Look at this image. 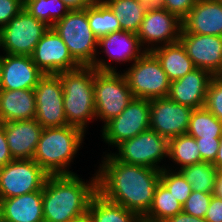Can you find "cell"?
Segmentation results:
<instances>
[{"instance_id": "cell-1", "label": "cell", "mask_w": 222, "mask_h": 222, "mask_svg": "<svg viewBox=\"0 0 222 222\" xmlns=\"http://www.w3.org/2000/svg\"><path fill=\"white\" fill-rule=\"evenodd\" d=\"M101 163L95 172L98 192L142 219L152 205L161 170L120 162L109 152Z\"/></svg>"}, {"instance_id": "cell-2", "label": "cell", "mask_w": 222, "mask_h": 222, "mask_svg": "<svg viewBox=\"0 0 222 222\" xmlns=\"http://www.w3.org/2000/svg\"><path fill=\"white\" fill-rule=\"evenodd\" d=\"M93 176L87 183L77 174L49 175L42 190L44 222H67L88 213L98 192L97 173Z\"/></svg>"}, {"instance_id": "cell-3", "label": "cell", "mask_w": 222, "mask_h": 222, "mask_svg": "<svg viewBox=\"0 0 222 222\" xmlns=\"http://www.w3.org/2000/svg\"><path fill=\"white\" fill-rule=\"evenodd\" d=\"M85 134L82 129L72 125L44 128L33 160L48 175L76 174L68 167L80 150Z\"/></svg>"}, {"instance_id": "cell-4", "label": "cell", "mask_w": 222, "mask_h": 222, "mask_svg": "<svg viewBox=\"0 0 222 222\" xmlns=\"http://www.w3.org/2000/svg\"><path fill=\"white\" fill-rule=\"evenodd\" d=\"M52 29L61 37L72 58L80 66H91L101 72H117L116 66L114 68L107 60L97 57L98 38L90 28L87 7L70 10Z\"/></svg>"}, {"instance_id": "cell-5", "label": "cell", "mask_w": 222, "mask_h": 222, "mask_svg": "<svg viewBox=\"0 0 222 222\" xmlns=\"http://www.w3.org/2000/svg\"><path fill=\"white\" fill-rule=\"evenodd\" d=\"M63 87V107L68 125L82 129L96 119L94 99V68L80 66L60 73Z\"/></svg>"}, {"instance_id": "cell-6", "label": "cell", "mask_w": 222, "mask_h": 222, "mask_svg": "<svg viewBox=\"0 0 222 222\" xmlns=\"http://www.w3.org/2000/svg\"><path fill=\"white\" fill-rule=\"evenodd\" d=\"M123 74L134 98L152 100L169 95L171 81L151 51H146Z\"/></svg>"}, {"instance_id": "cell-7", "label": "cell", "mask_w": 222, "mask_h": 222, "mask_svg": "<svg viewBox=\"0 0 222 222\" xmlns=\"http://www.w3.org/2000/svg\"><path fill=\"white\" fill-rule=\"evenodd\" d=\"M94 99L96 121L103 126L117 117L134 98L124 74L121 72H101L94 68Z\"/></svg>"}, {"instance_id": "cell-8", "label": "cell", "mask_w": 222, "mask_h": 222, "mask_svg": "<svg viewBox=\"0 0 222 222\" xmlns=\"http://www.w3.org/2000/svg\"><path fill=\"white\" fill-rule=\"evenodd\" d=\"M49 28L23 9L0 29V48L3 54L31 56Z\"/></svg>"}, {"instance_id": "cell-9", "label": "cell", "mask_w": 222, "mask_h": 222, "mask_svg": "<svg viewBox=\"0 0 222 222\" xmlns=\"http://www.w3.org/2000/svg\"><path fill=\"white\" fill-rule=\"evenodd\" d=\"M116 148L118 153L110 154L120 162L162 170L166 166L160 167L158 164L168 157L169 140L156 131L148 129L123 141Z\"/></svg>"}, {"instance_id": "cell-10", "label": "cell", "mask_w": 222, "mask_h": 222, "mask_svg": "<svg viewBox=\"0 0 222 222\" xmlns=\"http://www.w3.org/2000/svg\"><path fill=\"white\" fill-rule=\"evenodd\" d=\"M48 176L33 159H14L0 169V199L43 190Z\"/></svg>"}, {"instance_id": "cell-11", "label": "cell", "mask_w": 222, "mask_h": 222, "mask_svg": "<svg viewBox=\"0 0 222 222\" xmlns=\"http://www.w3.org/2000/svg\"><path fill=\"white\" fill-rule=\"evenodd\" d=\"M150 129V100L133 98L115 118L102 126L104 142L117 146Z\"/></svg>"}, {"instance_id": "cell-12", "label": "cell", "mask_w": 222, "mask_h": 222, "mask_svg": "<svg viewBox=\"0 0 222 222\" xmlns=\"http://www.w3.org/2000/svg\"><path fill=\"white\" fill-rule=\"evenodd\" d=\"M36 121L43 128L68 125L63 107V87L59 74H44L36 87Z\"/></svg>"}, {"instance_id": "cell-13", "label": "cell", "mask_w": 222, "mask_h": 222, "mask_svg": "<svg viewBox=\"0 0 222 222\" xmlns=\"http://www.w3.org/2000/svg\"><path fill=\"white\" fill-rule=\"evenodd\" d=\"M182 28V20L177 15L162 7H149L137 37L143 49L152 51L159 44L162 46L179 41Z\"/></svg>"}, {"instance_id": "cell-14", "label": "cell", "mask_w": 222, "mask_h": 222, "mask_svg": "<svg viewBox=\"0 0 222 222\" xmlns=\"http://www.w3.org/2000/svg\"><path fill=\"white\" fill-rule=\"evenodd\" d=\"M193 108L174 102L169 97L150 100V129L171 138L186 134Z\"/></svg>"}, {"instance_id": "cell-15", "label": "cell", "mask_w": 222, "mask_h": 222, "mask_svg": "<svg viewBox=\"0 0 222 222\" xmlns=\"http://www.w3.org/2000/svg\"><path fill=\"white\" fill-rule=\"evenodd\" d=\"M32 61L44 74H59L80 67L61 37L50 27L37 43Z\"/></svg>"}, {"instance_id": "cell-16", "label": "cell", "mask_w": 222, "mask_h": 222, "mask_svg": "<svg viewBox=\"0 0 222 222\" xmlns=\"http://www.w3.org/2000/svg\"><path fill=\"white\" fill-rule=\"evenodd\" d=\"M179 41L195 68L208 71L213 77L222 76V36L180 34Z\"/></svg>"}, {"instance_id": "cell-17", "label": "cell", "mask_w": 222, "mask_h": 222, "mask_svg": "<svg viewBox=\"0 0 222 222\" xmlns=\"http://www.w3.org/2000/svg\"><path fill=\"white\" fill-rule=\"evenodd\" d=\"M44 73L26 55H2L0 90L34 89Z\"/></svg>"}, {"instance_id": "cell-18", "label": "cell", "mask_w": 222, "mask_h": 222, "mask_svg": "<svg viewBox=\"0 0 222 222\" xmlns=\"http://www.w3.org/2000/svg\"><path fill=\"white\" fill-rule=\"evenodd\" d=\"M213 76L195 68L184 77L172 81L168 97L176 103L193 109L205 106L207 90Z\"/></svg>"}, {"instance_id": "cell-19", "label": "cell", "mask_w": 222, "mask_h": 222, "mask_svg": "<svg viewBox=\"0 0 222 222\" xmlns=\"http://www.w3.org/2000/svg\"><path fill=\"white\" fill-rule=\"evenodd\" d=\"M182 24L181 34L222 36V0H198Z\"/></svg>"}, {"instance_id": "cell-20", "label": "cell", "mask_w": 222, "mask_h": 222, "mask_svg": "<svg viewBox=\"0 0 222 222\" xmlns=\"http://www.w3.org/2000/svg\"><path fill=\"white\" fill-rule=\"evenodd\" d=\"M2 124L13 159H33L44 128L35 118Z\"/></svg>"}, {"instance_id": "cell-21", "label": "cell", "mask_w": 222, "mask_h": 222, "mask_svg": "<svg viewBox=\"0 0 222 222\" xmlns=\"http://www.w3.org/2000/svg\"><path fill=\"white\" fill-rule=\"evenodd\" d=\"M42 190L0 199V222H44Z\"/></svg>"}, {"instance_id": "cell-22", "label": "cell", "mask_w": 222, "mask_h": 222, "mask_svg": "<svg viewBox=\"0 0 222 222\" xmlns=\"http://www.w3.org/2000/svg\"><path fill=\"white\" fill-rule=\"evenodd\" d=\"M97 47L103 48V51H97V55L104 52L115 63L135 62L146 52L142 49L137 34L123 30L99 38Z\"/></svg>"}, {"instance_id": "cell-23", "label": "cell", "mask_w": 222, "mask_h": 222, "mask_svg": "<svg viewBox=\"0 0 222 222\" xmlns=\"http://www.w3.org/2000/svg\"><path fill=\"white\" fill-rule=\"evenodd\" d=\"M35 115L34 89L0 90V123L31 120Z\"/></svg>"}, {"instance_id": "cell-24", "label": "cell", "mask_w": 222, "mask_h": 222, "mask_svg": "<svg viewBox=\"0 0 222 222\" xmlns=\"http://www.w3.org/2000/svg\"><path fill=\"white\" fill-rule=\"evenodd\" d=\"M160 61L169 80L175 81L195 69L191 58L180 41L157 46L151 51Z\"/></svg>"}, {"instance_id": "cell-25", "label": "cell", "mask_w": 222, "mask_h": 222, "mask_svg": "<svg viewBox=\"0 0 222 222\" xmlns=\"http://www.w3.org/2000/svg\"><path fill=\"white\" fill-rule=\"evenodd\" d=\"M90 222H139L141 218L120 204L107 200L97 192L88 209Z\"/></svg>"}, {"instance_id": "cell-26", "label": "cell", "mask_w": 222, "mask_h": 222, "mask_svg": "<svg viewBox=\"0 0 222 222\" xmlns=\"http://www.w3.org/2000/svg\"><path fill=\"white\" fill-rule=\"evenodd\" d=\"M119 20L121 30L137 34L149 7L139 0H103Z\"/></svg>"}, {"instance_id": "cell-27", "label": "cell", "mask_w": 222, "mask_h": 222, "mask_svg": "<svg viewBox=\"0 0 222 222\" xmlns=\"http://www.w3.org/2000/svg\"><path fill=\"white\" fill-rule=\"evenodd\" d=\"M182 211V204L161 182L156 186L153 202L142 218L146 222H164Z\"/></svg>"}, {"instance_id": "cell-28", "label": "cell", "mask_w": 222, "mask_h": 222, "mask_svg": "<svg viewBox=\"0 0 222 222\" xmlns=\"http://www.w3.org/2000/svg\"><path fill=\"white\" fill-rule=\"evenodd\" d=\"M168 158L180 167L177 169L203 162L196 139L187 133L169 140Z\"/></svg>"}, {"instance_id": "cell-29", "label": "cell", "mask_w": 222, "mask_h": 222, "mask_svg": "<svg viewBox=\"0 0 222 222\" xmlns=\"http://www.w3.org/2000/svg\"><path fill=\"white\" fill-rule=\"evenodd\" d=\"M192 191L213 193L218 169L210 162H200L178 170Z\"/></svg>"}, {"instance_id": "cell-30", "label": "cell", "mask_w": 222, "mask_h": 222, "mask_svg": "<svg viewBox=\"0 0 222 222\" xmlns=\"http://www.w3.org/2000/svg\"><path fill=\"white\" fill-rule=\"evenodd\" d=\"M87 18L92 32L98 39L121 30L119 20L103 0L87 7Z\"/></svg>"}, {"instance_id": "cell-31", "label": "cell", "mask_w": 222, "mask_h": 222, "mask_svg": "<svg viewBox=\"0 0 222 222\" xmlns=\"http://www.w3.org/2000/svg\"><path fill=\"white\" fill-rule=\"evenodd\" d=\"M187 134L194 138H220L222 122L205 106L194 109L189 121Z\"/></svg>"}, {"instance_id": "cell-32", "label": "cell", "mask_w": 222, "mask_h": 222, "mask_svg": "<svg viewBox=\"0 0 222 222\" xmlns=\"http://www.w3.org/2000/svg\"><path fill=\"white\" fill-rule=\"evenodd\" d=\"M24 9L50 27L70 11L61 0H24Z\"/></svg>"}, {"instance_id": "cell-33", "label": "cell", "mask_w": 222, "mask_h": 222, "mask_svg": "<svg viewBox=\"0 0 222 222\" xmlns=\"http://www.w3.org/2000/svg\"><path fill=\"white\" fill-rule=\"evenodd\" d=\"M172 170V167L169 168L168 166L162 169L160 182L168 188L177 201L183 205L192 193V187L176 168Z\"/></svg>"}, {"instance_id": "cell-34", "label": "cell", "mask_w": 222, "mask_h": 222, "mask_svg": "<svg viewBox=\"0 0 222 222\" xmlns=\"http://www.w3.org/2000/svg\"><path fill=\"white\" fill-rule=\"evenodd\" d=\"M212 196L213 193L192 191L182 205V211L194 217L204 218Z\"/></svg>"}, {"instance_id": "cell-35", "label": "cell", "mask_w": 222, "mask_h": 222, "mask_svg": "<svg viewBox=\"0 0 222 222\" xmlns=\"http://www.w3.org/2000/svg\"><path fill=\"white\" fill-rule=\"evenodd\" d=\"M205 107L222 122V76L211 79Z\"/></svg>"}, {"instance_id": "cell-36", "label": "cell", "mask_w": 222, "mask_h": 222, "mask_svg": "<svg viewBox=\"0 0 222 222\" xmlns=\"http://www.w3.org/2000/svg\"><path fill=\"white\" fill-rule=\"evenodd\" d=\"M203 162L213 163L219 149L220 138H195Z\"/></svg>"}, {"instance_id": "cell-37", "label": "cell", "mask_w": 222, "mask_h": 222, "mask_svg": "<svg viewBox=\"0 0 222 222\" xmlns=\"http://www.w3.org/2000/svg\"><path fill=\"white\" fill-rule=\"evenodd\" d=\"M24 9V0H0V29Z\"/></svg>"}, {"instance_id": "cell-38", "label": "cell", "mask_w": 222, "mask_h": 222, "mask_svg": "<svg viewBox=\"0 0 222 222\" xmlns=\"http://www.w3.org/2000/svg\"><path fill=\"white\" fill-rule=\"evenodd\" d=\"M198 0H162L160 7L183 20Z\"/></svg>"}, {"instance_id": "cell-39", "label": "cell", "mask_w": 222, "mask_h": 222, "mask_svg": "<svg viewBox=\"0 0 222 222\" xmlns=\"http://www.w3.org/2000/svg\"><path fill=\"white\" fill-rule=\"evenodd\" d=\"M204 218L207 222H222V198L212 196Z\"/></svg>"}, {"instance_id": "cell-40", "label": "cell", "mask_w": 222, "mask_h": 222, "mask_svg": "<svg viewBox=\"0 0 222 222\" xmlns=\"http://www.w3.org/2000/svg\"><path fill=\"white\" fill-rule=\"evenodd\" d=\"M12 160L14 159L9 150L4 125L0 123V169Z\"/></svg>"}, {"instance_id": "cell-41", "label": "cell", "mask_w": 222, "mask_h": 222, "mask_svg": "<svg viewBox=\"0 0 222 222\" xmlns=\"http://www.w3.org/2000/svg\"><path fill=\"white\" fill-rule=\"evenodd\" d=\"M70 10H83L101 0H61Z\"/></svg>"}, {"instance_id": "cell-42", "label": "cell", "mask_w": 222, "mask_h": 222, "mask_svg": "<svg viewBox=\"0 0 222 222\" xmlns=\"http://www.w3.org/2000/svg\"><path fill=\"white\" fill-rule=\"evenodd\" d=\"M164 222H207L205 218H198L191 216L183 211L179 212L173 217L168 218Z\"/></svg>"}, {"instance_id": "cell-43", "label": "cell", "mask_w": 222, "mask_h": 222, "mask_svg": "<svg viewBox=\"0 0 222 222\" xmlns=\"http://www.w3.org/2000/svg\"><path fill=\"white\" fill-rule=\"evenodd\" d=\"M213 195L222 198V170L218 171Z\"/></svg>"}, {"instance_id": "cell-44", "label": "cell", "mask_w": 222, "mask_h": 222, "mask_svg": "<svg viewBox=\"0 0 222 222\" xmlns=\"http://www.w3.org/2000/svg\"><path fill=\"white\" fill-rule=\"evenodd\" d=\"M218 170H222V135L219 139V149L216 159L212 163Z\"/></svg>"}, {"instance_id": "cell-45", "label": "cell", "mask_w": 222, "mask_h": 222, "mask_svg": "<svg viewBox=\"0 0 222 222\" xmlns=\"http://www.w3.org/2000/svg\"><path fill=\"white\" fill-rule=\"evenodd\" d=\"M144 2L148 7H160L162 0H139Z\"/></svg>"}, {"instance_id": "cell-46", "label": "cell", "mask_w": 222, "mask_h": 222, "mask_svg": "<svg viewBox=\"0 0 222 222\" xmlns=\"http://www.w3.org/2000/svg\"><path fill=\"white\" fill-rule=\"evenodd\" d=\"M67 222H90V218H89L88 213H86V214H83L77 218L71 219Z\"/></svg>"}, {"instance_id": "cell-47", "label": "cell", "mask_w": 222, "mask_h": 222, "mask_svg": "<svg viewBox=\"0 0 222 222\" xmlns=\"http://www.w3.org/2000/svg\"><path fill=\"white\" fill-rule=\"evenodd\" d=\"M1 68H2V55H0V80H1Z\"/></svg>"}]
</instances>
